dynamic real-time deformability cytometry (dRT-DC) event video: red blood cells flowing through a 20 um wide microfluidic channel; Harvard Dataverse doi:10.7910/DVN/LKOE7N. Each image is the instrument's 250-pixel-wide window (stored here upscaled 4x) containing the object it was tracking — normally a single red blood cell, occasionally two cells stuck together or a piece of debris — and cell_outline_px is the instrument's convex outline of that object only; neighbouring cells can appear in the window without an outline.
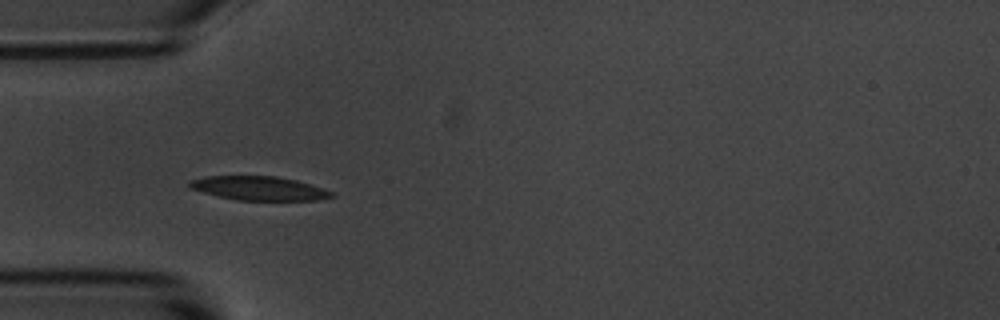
{"species": "common noctule bat (a hibernating species)", "species_latin": "Nyctalus noctula", "temperature_condition": "room temperature", "stored_images_in_passage": 9, "camera_frame_rate_fps": 3000, "um_per_image_px": 0.085, "animal": {"sex": "male", "body_mass_g": 20.1, "forearm_length_mm": 53.5}, "frame": {"image": 1, "passage_image": 6, "time_ms": 1.667, "image_size_px": [1000, 320], "cell_outline_px": [[336, 196], [320, 200], [236, 200], [188, 188], [188, 180], [204, 176], [276, 176], [296, 180], [324, 188], [332, 192]], "centroid_in_image_um": [22.01, 16.0], "position_along_channel_um": 63.0, "area_um2": 19.88}}
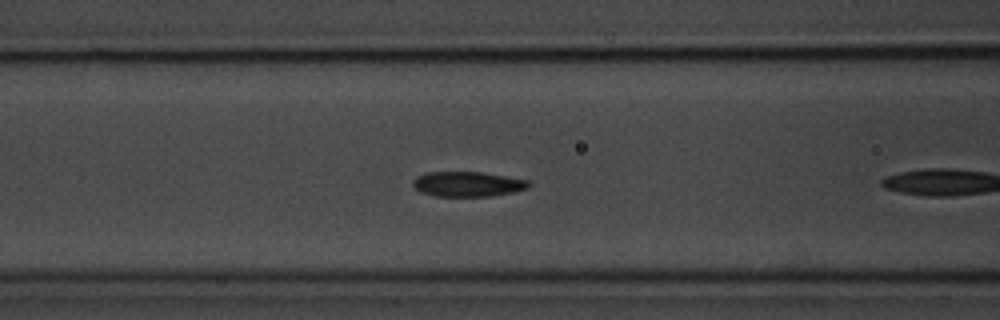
{"frame": {"image": 2, "passage_image": 8, "time_ms": 2.333, "image_size_px": [1000, 320], "cell_outline_px": [[532, 184], [528, 188], [512, 192], [492, 196], [436, 196], [420, 192], [412, 184], [412, 180], [416, 176], [424, 172], [480, 172], [528, 180]], "centroid_in_image_um": [39.72, 15.64], "position_along_channel_um": 126.9, "area_um2": 16.88}}